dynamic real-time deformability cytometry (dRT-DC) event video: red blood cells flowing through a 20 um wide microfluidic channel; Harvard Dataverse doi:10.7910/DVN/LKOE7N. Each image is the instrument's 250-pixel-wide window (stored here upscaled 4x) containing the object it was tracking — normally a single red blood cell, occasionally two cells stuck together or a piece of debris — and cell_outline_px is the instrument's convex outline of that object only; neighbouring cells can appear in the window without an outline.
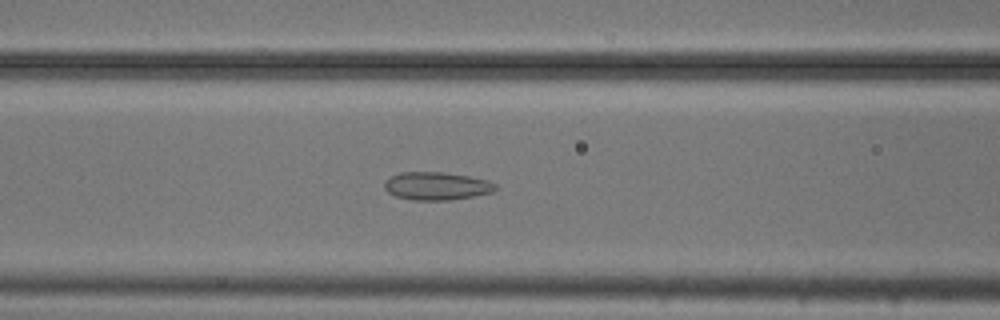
{"species": "common noctule bat (a hibernating species)", "species_latin": "Nyctalus noctula", "temperature_condition": "cold", "stored_images_in_passage": 53, "camera_frame_rate_fps": 3000, "um_per_image_px": 0.085, "animal": {"sex": "male", "body_mass_g": 20.5, "forearm_length_mm": 52.5}, "frame": {"image": 1, "passage_image": 21, "time_ms": 6.667, "image_size_px": [1000, 320], "cell_outline_px": [[496, 192], [452, 200], [412, 200], [396, 196], [388, 192], [384, 188], [384, 184], [392, 176], [400, 172], [444, 172], [468, 176], [488, 180], [496, 184]], "centroid_in_image_um": [37.15, 15.82], "position_along_channel_um": 129.4, "area_um2": 18.15}}
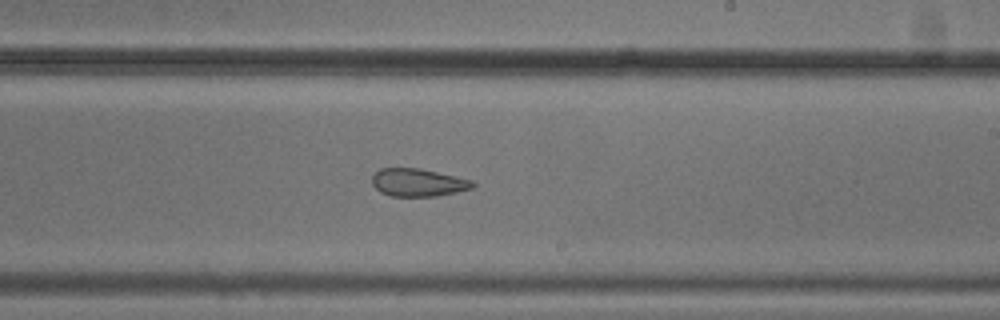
{"frame": {"image": 2, "passage_image": 31, "time_ms": 10.0, "image_size_px": [1000, 320], "cell_outline_px": [[476, 184], [472, 188], [456, 192], [436, 196], [388, 196], [380, 192], [372, 184], [372, 176], [380, 168], [420, 168], [456, 176], [472, 180]], "centroid_in_image_um": [35.52, 15.51], "position_along_channel_um": 253.5, "area_um2": 16.36}}
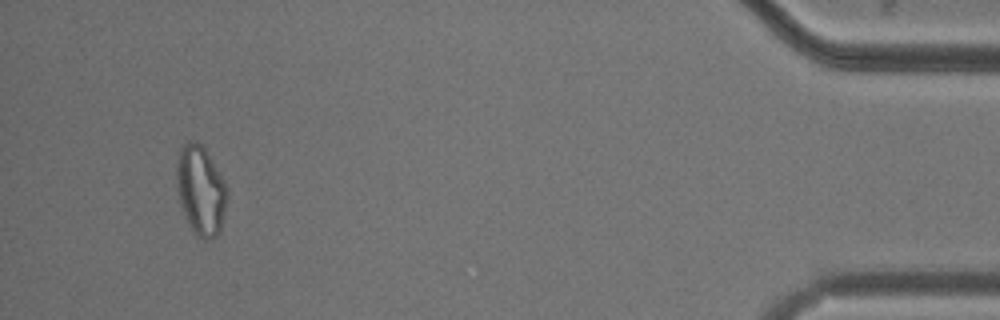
{"frame": {"image": 3, "passage_image": 50, "time_ms": 16.333, "image_size_px": [1000, 320], "cell_outline_px": [[228, 196], [220, 232], [212, 240], [204, 240], [196, 236], [192, 232], [180, 204], [176, 180], [176, 160], [180, 148], [188, 140], [196, 140], [204, 148], [224, 180], [228, 188]], "centroid_in_image_um": [17.06, 16.2], "position_along_channel_um": 418.1, "area_um2": 26.65}, "authors_computed_cell_mechanics": {"area_um2": 22.1952, "velocity_mm_per_s": 3.7163, "shape_relaxation_time_tau1_ms": null, "shape_relaxation_time_tau2_ms": 2.4638, "deformation_change_tau1": null, "deformation_change_tau2": 0.0915}}